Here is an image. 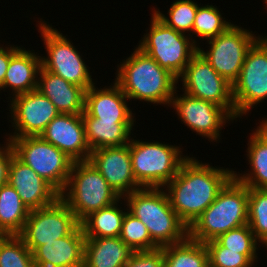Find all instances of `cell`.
<instances>
[{"mask_svg":"<svg viewBox=\"0 0 267 267\" xmlns=\"http://www.w3.org/2000/svg\"><path fill=\"white\" fill-rule=\"evenodd\" d=\"M211 165L189 155L174 179L163 187L171 207L188 228L234 177L232 168Z\"/></svg>","mask_w":267,"mask_h":267,"instance_id":"6da1fadb","label":"cell"},{"mask_svg":"<svg viewBox=\"0 0 267 267\" xmlns=\"http://www.w3.org/2000/svg\"><path fill=\"white\" fill-rule=\"evenodd\" d=\"M8 103L12 131L4 137L40 136L47 125L60 114L56 106L38 89L12 97ZM15 129V130H14Z\"/></svg>","mask_w":267,"mask_h":267,"instance_id":"9a60e30c","label":"cell"},{"mask_svg":"<svg viewBox=\"0 0 267 267\" xmlns=\"http://www.w3.org/2000/svg\"><path fill=\"white\" fill-rule=\"evenodd\" d=\"M0 267H35L32 252L19 235L0 238Z\"/></svg>","mask_w":267,"mask_h":267,"instance_id":"d6a6232c","label":"cell"},{"mask_svg":"<svg viewBox=\"0 0 267 267\" xmlns=\"http://www.w3.org/2000/svg\"><path fill=\"white\" fill-rule=\"evenodd\" d=\"M151 13L150 28L136 46L178 79L198 52V46L189 35L168 27Z\"/></svg>","mask_w":267,"mask_h":267,"instance_id":"52a82bcc","label":"cell"},{"mask_svg":"<svg viewBox=\"0 0 267 267\" xmlns=\"http://www.w3.org/2000/svg\"><path fill=\"white\" fill-rule=\"evenodd\" d=\"M0 43V86L3 84L5 79V73L8 69L10 58L21 48L16 45H8L5 48Z\"/></svg>","mask_w":267,"mask_h":267,"instance_id":"74e56055","label":"cell"},{"mask_svg":"<svg viewBox=\"0 0 267 267\" xmlns=\"http://www.w3.org/2000/svg\"><path fill=\"white\" fill-rule=\"evenodd\" d=\"M208 251L209 267H252L245 254L223 247L216 239L204 243Z\"/></svg>","mask_w":267,"mask_h":267,"instance_id":"e575fe53","label":"cell"},{"mask_svg":"<svg viewBox=\"0 0 267 267\" xmlns=\"http://www.w3.org/2000/svg\"><path fill=\"white\" fill-rule=\"evenodd\" d=\"M60 198L81 223L91 213L112 205L121 197L88 161H75Z\"/></svg>","mask_w":267,"mask_h":267,"instance_id":"8992f818","label":"cell"},{"mask_svg":"<svg viewBox=\"0 0 267 267\" xmlns=\"http://www.w3.org/2000/svg\"><path fill=\"white\" fill-rule=\"evenodd\" d=\"M124 267H164L163 248L134 251Z\"/></svg>","mask_w":267,"mask_h":267,"instance_id":"d590c367","label":"cell"},{"mask_svg":"<svg viewBox=\"0 0 267 267\" xmlns=\"http://www.w3.org/2000/svg\"><path fill=\"white\" fill-rule=\"evenodd\" d=\"M182 152L180 145L131 138L130 157L136 182L142 188H163L189 157Z\"/></svg>","mask_w":267,"mask_h":267,"instance_id":"5b68a950","label":"cell"},{"mask_svg":"<svg viewBox=\"0 0 267 267\" xmlns=\"http://www.w3.org/2000/svg\"><path fill=\"white\" fill-rule=\"evenodd\" d=\"M187 95L223 107L235 119L232 84L220 76L197 52L177 79Z\"/></svg>","mask_w":267,"mask_h":267,"instance_id":"7c38bea8","label":"cell"},{"mask_svg":"<svg viewBox=\"0 0 267 267\" xmlns=\"http://www.w3.org/2000/svg\"><path fill=\"white\" fill-rule=\"evenodd\" d=\"M252 131L246 150L250 169L242 173L234 171L233 176L248 188L267 189V135L258 126Z\"/></svg>","mask_w":267,"mask_h":267,"instance_id":"d4e9b609","label":"cell"},{"mask_svg":"<svg viewBox=\"0 0 267 267\" xmlns=\"http://www.w3.org/2000/svg\"><path fill=\"white\" fill-rule=\"evenodd\" d=\"M119 237L133 251H152L159 248L152 241L147 227L128 210Z\"/></svg>","mask_w":267,"mask_h":267,"instance_id":"836d02e7","label":"cell"},{"mask_svg":"<svg viewBox=\"0 0 267 267\" xmlns=\"http://www.w3.org/2000/svg\"><path fill=\"white\" fill-rule=\"evenodd\" d=\"M252 32L240 25H231L224 33L206 40L208 49L198 46V52L211 67L230 84L238 79L246 54L259 39Z\"/></svg>","mask_w":267,"mask_h":267,"instance_id":"30bf717a","label":"cell"},{"mask_svg":"<svg viewBox=\"0 0 267 267\" xmlns=\"http://www.w3.org/2000/svg\"><path fill=\"white\" fill-rule=\"evenodd\" d=\"M176 89L169 104L174 108L178 118L191 131L207 138L210 142L222 140L221 130L225 124H230L235 120L223 107L209 101L197 99L183 93L179 95ZM230 122V123H229Z\"/></svg>","mask_w":267,"mask_h":267,"instance_id":"5bb4252c","label":"cell"},{"mask_svg":"<svg viewBox=\"0 0 267 267\" xmlns=\"http://www.w3.org/2000/svg\"><path fill=\"white\" fill-rule=\"evenodd\" d=\"M164 267H209L208 251L204 243L189 236L163 247Z\"/></svg>","mask_w":267,"mask_h":267,"instance_id":"83f0119b","label":"cell"},{"mask_svg":"<svg viewBox=\"0 0 267 267\" xmlns=\"http://www.w3.org/2000/svg\"><path fill=\"white\" fill-rule=\"evenodd\" d=\"M199 5L195 0H176L168 9V15H164L156 7L151 8V11L168 27L183 34L187 33L192 38L193 25Z\"/></svg>","mask_w":267,"mask_h":267,"instance_id":"f546056e","label":"cell"},{"mask_svg":"<svg viewBox=\"0 0 267 267\" xmlns=\"http://www.w3.org/2000/svg\"><path fill=\"white\" fill-rule=\"evenodd\" d=\"M133 252L120 237L85 238L84 267H124Z\"/></svg>","mask_w":267,"mask_h":267,"instance_id":"cb8c5ba5","label":"cell"},{"mask_svg":"<svg viewBox=\"0 0 267 267\" xmlns=\"http://www.w3.org/2000/svg\"><path fill=\"white\" fill-rule=\"evenodd\" d=\"M216 240L223 246L233 251L245 254L254 264L258 262L260 242L256 239L249 225H242L221 234Z\"/></svg>","mask_w":267,"mask_h":267,"instance_id":"1f68e13d","label":"cell"},{"mask_svg":"<svg viewBox=\"0 0 267 267\" xmlns=\"http://www.w3.org/2000/svg\"><path fill=\"white\" fill-rule=\"evenodd\" d=\"M37 89L56 106L61 114L84 112L86 90L42 67L38 74Z\"/></svg>","mask_w":267,"mask_h":267,"instance_id":"44dd1931","label":"cell"},{"mask_svg":"<svg viewBox=\"0 0 267 267\" xmlns=\"http://www.w3.org/2000/svg\"><path fill=\"white\" fill-rule=\"evenodd\" d=\"M35 50H26L23 46L10 58L5 79L0 91L11 90L9 99L37 89L38 74L41 68V56Z\"/></svg>","mask_w":267,"mask_h":267,"instance_id":"7402d4cb","label":"cell"},{"mask_svg":"<svg viewBox=\"0 0 267 267\" xmlns=\"http://www.w3.org/2000/svg\"><path fill=\"white\" fill-rule=\"evenodd\" d=\"M40 137L66 153L74 161H88L91 150L85 137L81 114H59Z\"/></svg>","mask_w":267,"mask_h":267,"instance_id":"e0dca14e","label":"cell"},{"mask_svg":"<svg viewBox=\"0 0 267 267\" xmlns=\"http://www.w3.org/2000/svg\"><path fill=\"white\" fill-rule=\"evenodd\" d=\"M263 1H264V4H266L264 9H266V8H267V0H263ZM266 10H267V9H266ZM266 12H267V11H266ZM258 36H259L260 39H262V40H266V41H267V35H266V34H264V35H259V34H258Z\"/></svg>","mask_w":267,"mask_h":267,"instance_id":"ab89813d","label":"cell"},{"mask_svg":"<svg viewBox=\"0 0 267 267\" xmlns=\"http://www.w3.org/2000/svg\"><path fill=\"white\" fill-rule=\"evenodd\" d=\"M42 19L36 24L47 52L46 56L41 57V67L83 87L86 91L96 85L90 67L84 62L83 55H80L72 41Z\"/></svg>","mask_w":267,"mask_h":267,"instance_id":"ba28073f","label":"cell"},{"mask_svg":"<svg viewBox=\"0 0 267 267\" xmlns=\"http://www.w3.org/2000/svg\"><path fill=\"white\" fill-rule=\"evenodd\" d=\"M85 235L81 224L69 235L36 247L35 267H84Z\"/></svg>","mask_w":267,"mask_h":267,"instance_id":"d6986e66","label":"cell"},{"mask_svg":"<svg viewBox=\"0 0 267 267\" xmlns=\"http://www.w3.org/2000/svg\"><path fill=\"white\" fill-rule=\"evenodd\" d=\"M89 161L120 197L142 188L132 172L130 143L93 150Z\"/></svg>","mask_w":267,"mask_h":267,"instance_id":"2e32d148","label":"cell"},{"mask_svg":"<svg viewBox=\"0 0 267 267\" xmlns=\"http://www.w3.org/2000/svg\"><path fill=\"white\" fill-rule=\"evenodd\" d=\"M7 139L20 161L31 167L59 193L64 190L74 160L40 136Z\"/></svg>","mask_w":267,"mask_h":267,"instance_id":"9c48e42d","label":"cell"},{"mask_svg":"<svg viewBox=\"0 0 267 267\" xmlns=\"http://www.w3.org/2000/svg\"><path fill=\"white\" fill-rule=\"evenodd\" d=\"M81 116L84 122L86 141L91 151L130 143L136 122L100 121L85 111Z\"/></svg>","mask_w":267,"mask_h":267,"instance_id":"603a6c76","label":"cell"},{"mask_svg":"<svg viewBox=\"0 0 267 267\" xmlns=\"http://www.w3.org/2000/svg\"><path fill=\"white\" fill-rule=\"evenodd\" d=\"M235 120L267 101V41L258 39L248 50L238 79L232 85Z\"/></svg>","mask_w":267,"mask_h":267,"instance_id":"8fae6325","label":"cell"},{"mask_svg":"<svg viewBox=\"0 0 267 267\" xmlns=\"http://www.w3.org/2000/svg\"><path fill=\"white\" fill-rule=\"evenodd\" d=\"M8 184L16 189L29 210L51 205L60 197V193L50 183L15 155L9 165Z\"/></svg>","mask_w":267,"mask_h":267,"instance_id":"ac0fdd59","label":"cell"},{"mask_svg":"<svg viewBox=\"0 0 267 267\" xmlns=\"http://www.w3.org/2000/svg\"><path fill=\"white\" fill-rule=\"evenodd\" d=\"M117 67L114 82L129 101L139 100L169 107L178 89V80L148 54L136 46L134 52Z\"/></svg>","mask_w":267,"mask_h":267,"instance_id":"7a4b0ae2","label":"cell"},{"mask_svg":"<svg viewBox=\"0 0 267 267\" xmlns=\"http://www.w3.org/2000/svg\"><path fill=\"white\" fill-rule=\"evenodd\" d=\"M229 21L230 20H225V17H222V14L217 6H213V4H205L202 6L200 3L197 8L192 30L193 42L199 46L201 43L197 40L198 38L202 42L224 33L231 25H233V23Z\"/></svg>","mask_w":267,"mask_h":267,"instance_id":"f1b7e54d","label":"cell"},{"mask_svg":"<svg viewBox=\"0 0 267 267\" xmlns=\"http://www.w3.org/2000/svg\"><path fill=\"white\" fill-rule=\"evenodd\" d=\"M124 201H122V200ZM124 208H122V204ZM125 203V204H124ZM123 197L110 206L91 213L80 224L85 238L119 237L128 207ZM126 207V209H125Z\"/></svg>","mask_w":267,"mask_h":267,"instance_id":"484cf974","label":"cell"},{"mask_svg":"<svg viewBox=\"0 0 267 267\" xmlns=\"http://www.w3.org/2000/svg\"><path fill=\"white\" fill-rule=\"evenodd\" d=\"M248 198L249 188L233 177L189 227V237L206 243L231 229L248 224Z\"/></svg>","mask_w":267,"mask_h":267,"instance_id":"277c9868","label":"cell"},{"mask_svg":"<svg viewBox=\"0 0 267 267\" xmlns=\"http://www.w3.org/2000/svg\"><path fill=\"white\" fill-rule=\"evenodd\" d=\"M13 155L12 145L6 138L4 144H0V186L8 183L9 165Z\"/></svg>","mask_w":267,"mask_h":267,"instance_id":"8d00e7d4","label":"cell"},{"mask_svg":"<svg viewBox=\"0 0 267 267\" xmlns=\"http://www.w3.org/2000/svg\"><path fill=\"white\" fill-rule=\"evenodd\" d=\"M263 119V120H262ZM259 120L258 127L267 135V118H262Z\"/></svg>","mask_w":267,"mask_h":267,"instance_id":"f35d334b","label":"cell"},{"mask_svg":"<svg viewBox=\"0 0 267 267\" xmlns=\"http://www.w3.org/2000/svg\"><path fill=\"white\" fill-rule=\"evenodd\" d=\"M248 225L267 250V189L249 188Z\"/></svg>","mask_w":267,"mask_h":267,"instance_id":"4dcf8cb0","label":"cell"},{"mask_svg":"<svg viewBox=\"0 0 267 267\" xmlns=\"http://www.w3.org/2000/svg\"><path fill=\"white\" fill-rule=\"evenodd\" d=\"M123 198L128 211L147 227L159 248L179 243L189 236V228L171 207L163 188H140Z\"/></svg>","mask_w":267,"mask_h":267,"instance_id":"3957f363","label":"cell"},{"mask_svg":"<svg viewBox=\"0 0 267 267\" xmlns=\"http://www.w3.org/2000/svg\"><path fill=\"white\" fill-rule=\"evenodd\" d=\"M127 100L128 97L114 81L100 89L93 85L85 92L84 111L100 121L136 122V114Z\"/></svg>","mask_w":267,"mask_h":267,"instance_id":"ffe728a7","label":"cell"},{"mask_svg":"<svg viewBox=\"0 0 267 267\" xmlns=\"http://www.w3.org/2000/svg\"><path fill=\"white\" fill-rule=\"evenodd\" d=\"M30 210L10 184L0 186V231L3 235H19Z\"/></svg>","mask_w":267,"mask_h":267,"instance_id":"4316f807","label":"cell"},{"mask_svg":"<svg viewBox=\"0 0 267 267\" xmlns=\"http://www.w3.org/2000/svg\"><path fill=\"white\" fill-rule=\"evenodd\" d=\"M80 222L75 214L59 197L43 208L30 210L19 236L31 252L38 246L71 234Z\"/></svg>","mask_w":267,"mask_h":267,"instance_id":"4fadbf2b","label":"cell"}]
</instances>
